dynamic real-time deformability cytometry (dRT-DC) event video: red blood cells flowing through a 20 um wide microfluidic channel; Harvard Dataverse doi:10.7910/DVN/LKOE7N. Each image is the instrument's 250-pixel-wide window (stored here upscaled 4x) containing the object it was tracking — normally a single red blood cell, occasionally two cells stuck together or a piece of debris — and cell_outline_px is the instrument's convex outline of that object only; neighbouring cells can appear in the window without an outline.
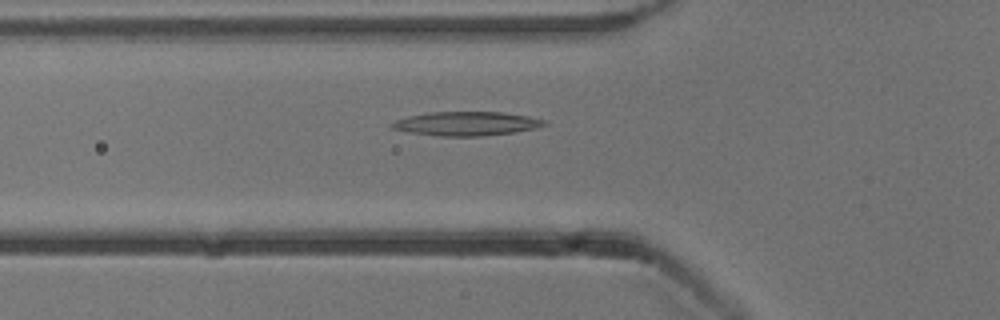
{"species": "common noctule bat (a hibernating species)", "species_latin": "Nyctalus noctula", "temperature_condition": "cold", "stored_images_in_passage": 52, "camera_frame_rate_fps": 3000, "um_per_image_px": 0.085, "animal": {"sex": "male", "body_mass_g": 13.3}, "frame": {"image": 1, "passage_image": 18, "time_ms": 5.667, "image_size_px": [1000, 320], "cell_outline_px": [[548, 124], [516, 132], [484, 136], [440, 136], [408, 132], [392, 128], [388, 124], [396, 120], [408, 116], [428, 112], [504, 112], [528, 116], [548, 120]], "centroid_in_image_um": [39.65, 10.5], "position_along_channel_um": 86.2, "area_um2": 21.39}}
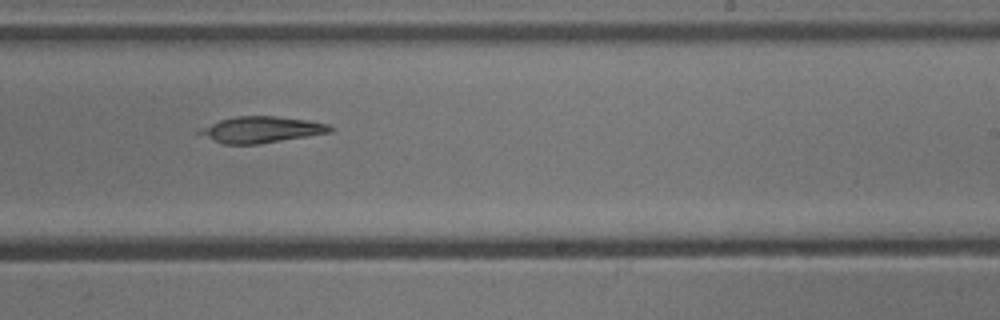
{"frame": {"image": 2, "passage_image": 32, "time_ms": 10.333, "image_size_px": [1000, 320], "cell_outline_px": [[332, 132], [256, 144], [224, 144], [196, 132], [220, 120], [236, 116], [276, 116], [308, 120], [328, 124], [332, 128]], "centroid_in_image_um": [22.26, 11.01], "position_along_channel_um": 266.7, "area_um2": 19.42}}
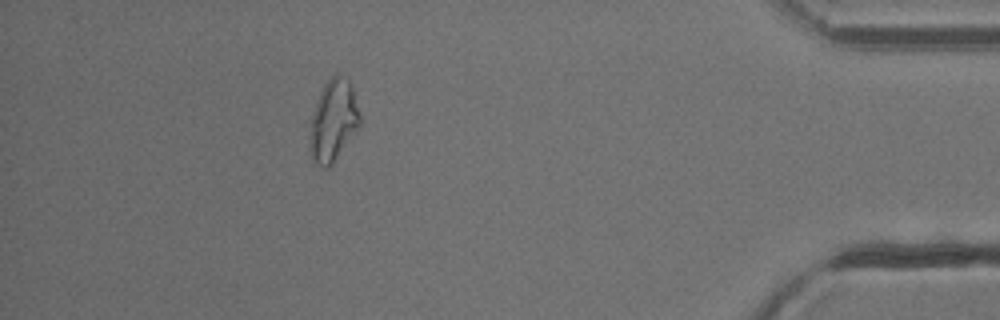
{"frame": {"image": 3, "passage_image": 47, "time_ms": 15.333, "image_size_px": [1000, 320], "cell_outline_px": [[360, 124], [332, 164], [328, 168], [320, 168], [312, 160], [308, 148], [308, 120], [316, 100], [328, 76], [336, 72], [348, 80], [352, 88], [360, 116]], "centroid_in_image_um": [28.24, 10.26], "position_along_channel_um": 407.0, "area_um2": 24.39}}